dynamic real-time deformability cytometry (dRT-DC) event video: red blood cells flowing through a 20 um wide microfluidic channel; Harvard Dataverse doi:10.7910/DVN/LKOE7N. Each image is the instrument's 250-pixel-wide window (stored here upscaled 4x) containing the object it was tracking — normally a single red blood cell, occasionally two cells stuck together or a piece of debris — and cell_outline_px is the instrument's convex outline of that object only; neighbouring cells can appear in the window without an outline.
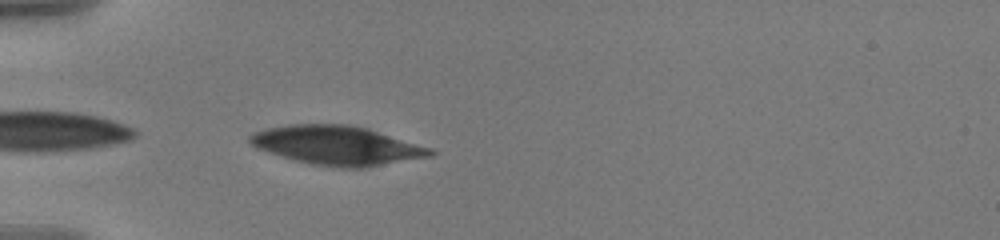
{"species": "human", "species_latin": "Homo sapiens", "temperature_condition": "warm", "stored_images_in_passage": 35, "camera_frame_rate_fps": 3000, "um_per_image_px": 0.085, "donor": {"sex": "male"}, "frame": {"image": 1, "passage_image": 1, "time_ms": 0.0, "image_size_px": [1000, 240], "cell_outline_px": [[436, 152], [432, 156], [364, 168], [332, 168], [312, 164], [296, 160], [256, 148], [248, 140], [248, 136], [252, 132], [268, 128], [288, 124], [352, 124], [368, 128], [432, 148]], "centroid_in_image_um": [28.67, 12.36], "position_along_channel_um": 56.3, "area_um2": 41.27}}
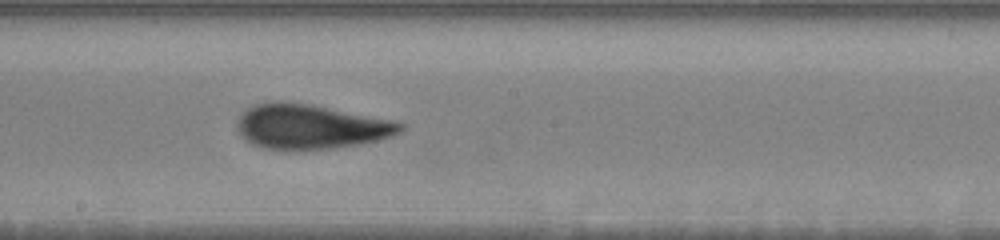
{"frame": {"image": 2, "passage_image": 16, "time_ms": 5.0, "image_size_px": [1000, 240], "cell_outline_px": [[404, 128], [400, 132], [376, 140], [356, 144], [332, 148], [288, 152], [264, 148], [252, 144], [240, 132], [240, 116], [252, 104], [272, 100], [280, 100], [312, 104], [392, 120], [404, 124]], "centroid_in_image_um": [26.37, 10.76], "position_along_channel_um": 221.8, "area_um2": 42.54}}
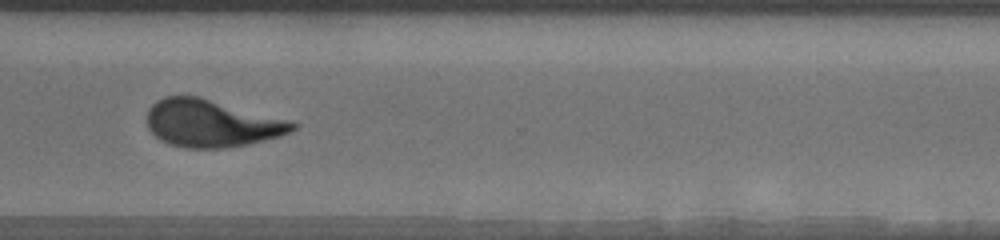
{"frame": {"image": 3, "passage_image": 27, "time_ms": 8.667, "image_size_px": [1000, 240], "cell_outline_px": [[300, 124], [296, 128], [280, 136], [248, 144], [224, 148], [184, 148], [168, 144], [160, 140], [148, 128], [148, 108], [156, 100], [164, 96], [200, 96], [292, 120]], "centroid_in_image_um": [18.0, 10.47], "position_along_channel_um": 352.6, "area_um2": 40.58}, "authors_computed_cell_mechanics": {"area_um2": 42.0784, "velocity_mm_per_s": 3.5832, "shape_relaxation_time_tau1_ms": 4.4432, "shape_relaxation_time_tau2_ms": 1.3559, "deformation_change_tau1": 0.179, "deformation_change_tau2": 0.0888}}